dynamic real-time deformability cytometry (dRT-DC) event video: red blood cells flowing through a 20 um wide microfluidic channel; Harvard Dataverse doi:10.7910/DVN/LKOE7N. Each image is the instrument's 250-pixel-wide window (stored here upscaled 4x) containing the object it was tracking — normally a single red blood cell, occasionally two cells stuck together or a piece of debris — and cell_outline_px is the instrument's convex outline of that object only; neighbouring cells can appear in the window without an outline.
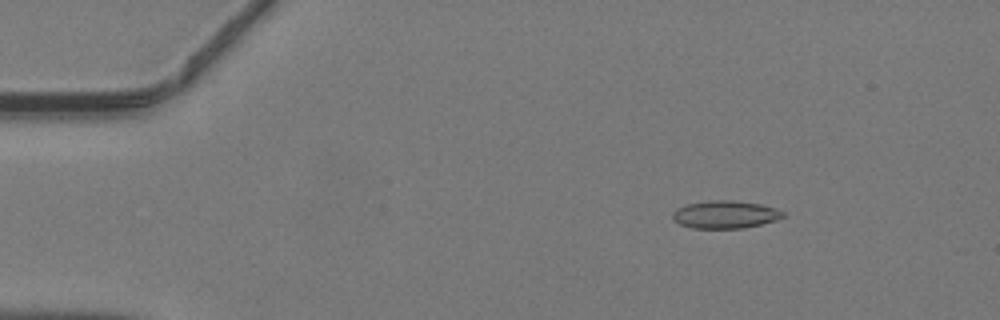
{"species": "common noctule bat (a hibernating species)", "species_latin": "Nyctalus noctula", "temperature_condition": "warm", "stored_images_in_passage": 47, "camera_frame_rate_fps": 3000, "um_per_image_px": 0.085, "animal": {"sex": "male", "body_mass_g": 19.2, "forearm_length_mm": 51.8}, "frame": {"image": 1, "passage_image": 7, "time_ms": 2.0, "image_size_px": [1000, 320], "cell_outline_px": [[784, 216], [776, 220], [744, 228], [692, 228], [680, 224], [672, 220], [672, 212], [676, 208], [688, 204], [708, 200], [732, 200], [760, 204], [776, 208], [784, 212]], "centroid_in_image_um": [61.61, 18.23], "position_along_channel_um": 23.4, "area_um2": 17.86}}
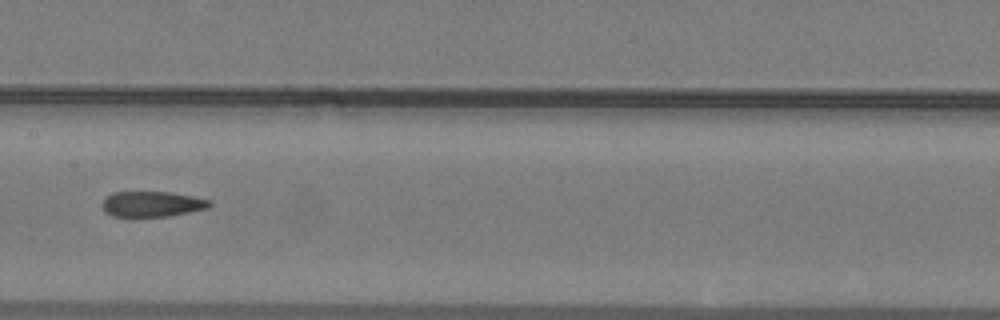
{"frame": {"image": 2, "passage_image": 24, "time_ms": 7.667, "image_size_px": [1000, 320], "cell_outline_px": [[212, 204], [208, 208], [168, 216], [112, 216], [104, 212], [104, 200], [112, 192], [168, 192], [196, 196], [212, 200]], "centroid_in_image_um": [12.98, 17.33], "position_along_channel_um": 194.4, "area_um2": 15.84}}
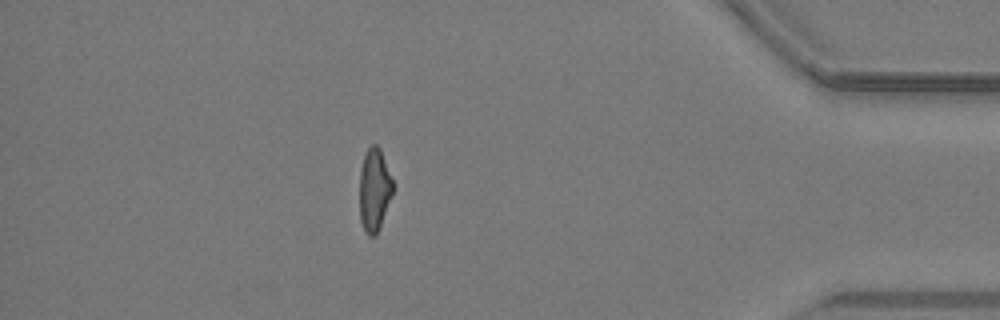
{"frame": {"image": 3, "passage_image": 41, "time_ms": 13.333, "image_size_px": [1000, 320], "cell_outline_px": [[392, 192], [376, 236], [368, 236], [364, 232], [360, 220], [360, 168], [364, 152], [372, 144], [376, 144], [380, 148], [392, 180]], "centroid_in_image_um": [31.78, 16.12], "position_along_channel_um": 403.4, "area_um2": 15.9}}